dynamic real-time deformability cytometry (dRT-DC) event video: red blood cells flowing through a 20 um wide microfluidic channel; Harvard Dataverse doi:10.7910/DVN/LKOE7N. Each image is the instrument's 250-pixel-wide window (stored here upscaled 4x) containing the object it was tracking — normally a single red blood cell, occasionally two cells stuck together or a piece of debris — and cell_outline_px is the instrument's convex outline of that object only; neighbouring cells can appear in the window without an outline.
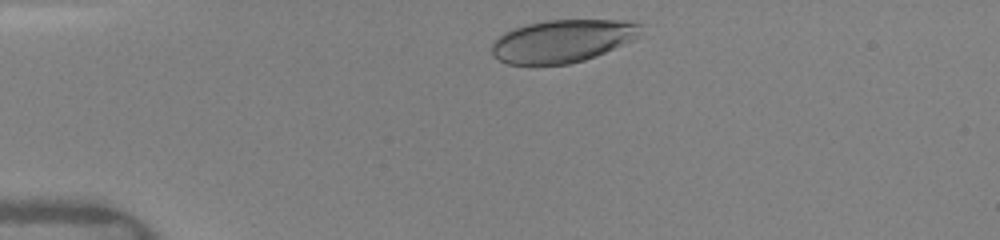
{"species": "human", "species_latin": "Homo sapiens", "temperature_condition": "warm", "stored_images_in_passage": 73, "camera_frame_rate_fps": 3000, "um_per_image_px": 0.085, "donor": {"sex": "female"}, "frame": {"image": 1, "passage_image": 4, "time_ms": 0.333, "image_size_px": [1000, 240], "cell_outline_px": [[644, 24], [640, 32], [628, 40], [596, 56], [584, 60], [568, 64], [508, 64], [500, 60], [492, 52], [492, 44], [504, 32], [512, 28], [528, 24], [548, 20], [620, 20]], "centroid_in_image_um": [47.77, 3.47], "position_along_channel_um": 37.2, "area_um2": 36.36}}
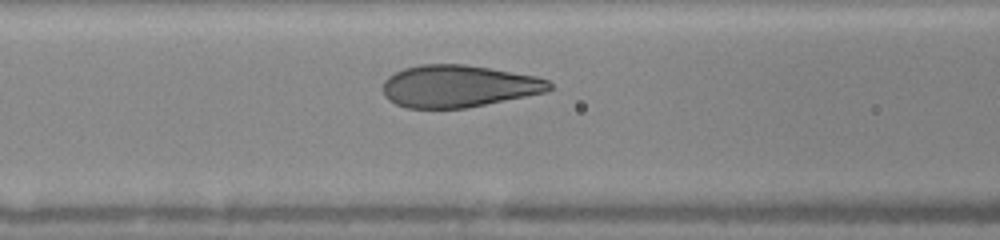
{"frame": {"image": 2, "passage_image": 27, "time_ms": 3.667, "image_size_px": [1000, 240], "cell_outline_px": [[552, 88], [548, 92], [468, 108], [408, 108], [396, 104], [388, 100], [384, 96], [384, 80], [388, 76], [404, 68], [420, 64], [464, 64], [536, 76], [548, 80], [552, 84]], "centroid_in_image_um": [38.99, 7.33], "position_along_channel_um": 127.6, "area_um2": 41.04}}
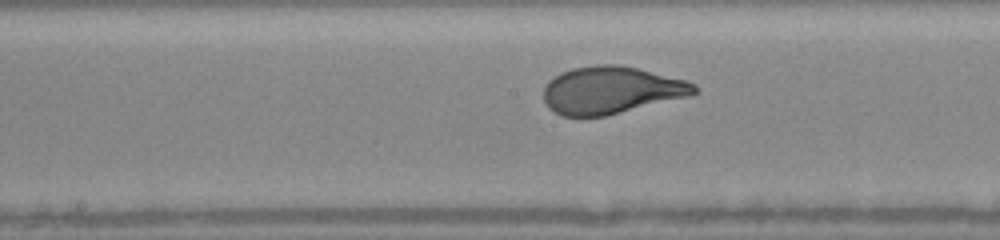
{"frame": {"image": 3, "passage_image": 41, "time_ms": 5.333, "image_size_px": [1000, 240], "cell_outline_px": [[700, 92], [688, 96], [604, 116], [560, 116], [548, 108], [544, 100], [544, 84], [548, 80], [560, 72], [572, 68], [596, 64], [620, 64], [684, 80], [696, 84], [700, 88]], "centroid_in_image_um": [51.91, 7.65], "position_along_channel_um": 196.3, "area_um2": 41.62}}